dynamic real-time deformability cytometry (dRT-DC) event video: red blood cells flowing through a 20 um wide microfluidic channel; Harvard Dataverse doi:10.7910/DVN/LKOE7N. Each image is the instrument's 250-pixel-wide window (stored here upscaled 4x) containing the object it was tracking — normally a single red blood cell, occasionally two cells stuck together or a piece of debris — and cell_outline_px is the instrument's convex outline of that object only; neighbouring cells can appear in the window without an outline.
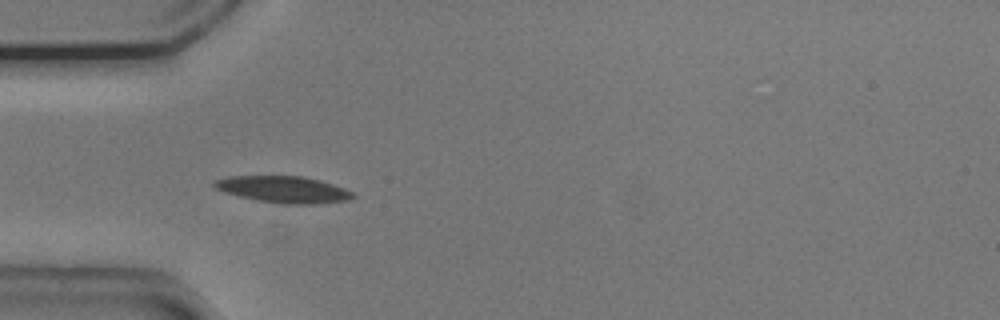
{"species": "common noctule bat (a hibernating species)", "species_latin": "Nyctalus noctula", "temperature_condition": "cold", "stored_images_in_passage": 40, "camera_frame_rate_fps": 3000, "um_per_image_px": 0.085, "animal": {"sex": "male", "body_mass_g": 20.5, "forearm_length_mm": 52.5}, "frame": {"image": 1, "passage_image": 7, "time_ms": 2.0, "image_size_px": [1000, 320], "cell_outline_px": [[356, 196], [348, 200], [316, 204], [284, 204], [256, 200], [224, 192], [212, 188], [212, 184], [216, 180], [228, 176], [304, 176], [320, 180], [344, 188], [352, 192]], "centroid_in_image_um": [24.08, 16.1], "position_along_channel_um": 60.9, "area_um2": 21.56}, "authors_computed_cell_mechanics": {"area_um2": 19.8543, "velocity_mm_per_s": 3.7338, "shape_relaxation_time_tau1_ms": 2.8836, "shape_relaxation_time_tau2_ms": null, "deformation_change_tau1": 0.1166, "deformation_change_tau2": null}}